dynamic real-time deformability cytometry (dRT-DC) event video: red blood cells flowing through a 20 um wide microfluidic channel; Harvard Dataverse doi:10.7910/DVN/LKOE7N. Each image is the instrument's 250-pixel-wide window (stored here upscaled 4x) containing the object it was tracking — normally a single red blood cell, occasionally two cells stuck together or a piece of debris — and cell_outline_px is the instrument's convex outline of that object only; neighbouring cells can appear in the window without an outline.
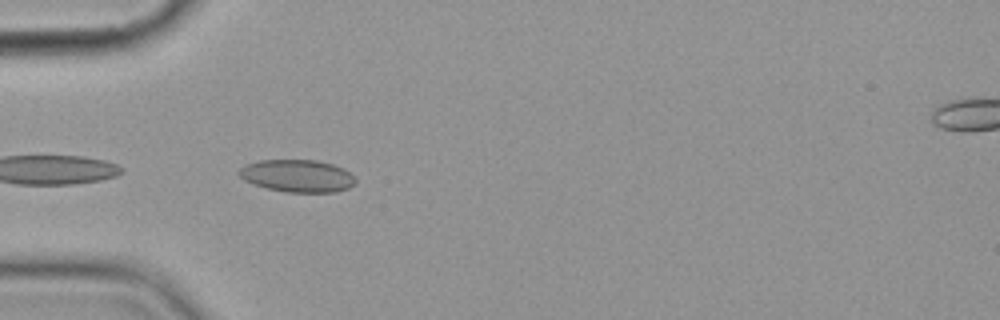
{"species": "common noctule bat (a hibernating species)", "species_latin": "Nyctalus noctula", "temperature_condition": "cold", "stored_images_in_passage": 8, "camera_frame_rate_fps": 3000, "um_per_image_px": 0.085, "animal": {"sex": "female", "body_mass_g": 19.9}, "frame": {"image": 1, "passage_image": 6, "time_ms": 5.667, "image_size_px": [1000, 320], "cell_outline_px": [[356, 184], [348, 188], [336, 192], [284, 192], [268, 188], [244, 180], [236, 172], [240, 168], [248, 164], [260, 160], [316, 160], [332, 164], [344, 168], [356, 180]], "centroid_in_image_um": [25.29, 14.95], "position_along_channel_um": 59.7, "area_um2": 21.91}}
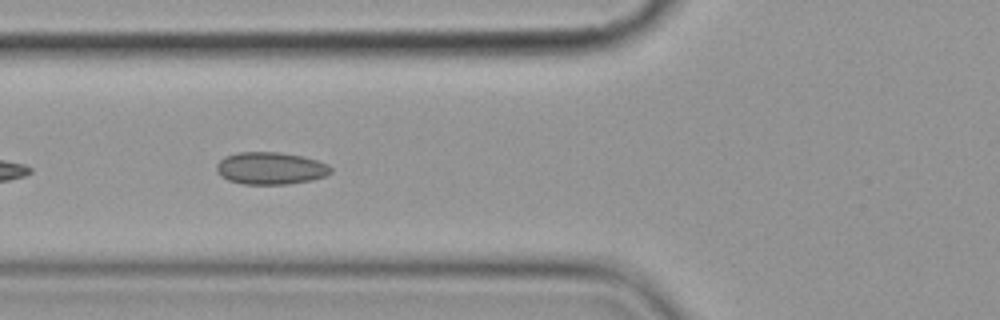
{"frame": {"image": 2, "passage_image": 7, "time_ms": 7.0, "image_size_px": [1000, 320], "cell_outline_px": [[332, 172], [324, 176], [312, 180], [288, 184], [244, 184], [228, 180], [220, 176], [216, 172], [216, 164], [224, 156], [236, 152], [280, 152], [304, 156], [328, 164], [332, 168]], "centroid_in_image_um": [22.98, 14.29], "position_along_channel_um": 102.8, "area_um2": 21.73}}
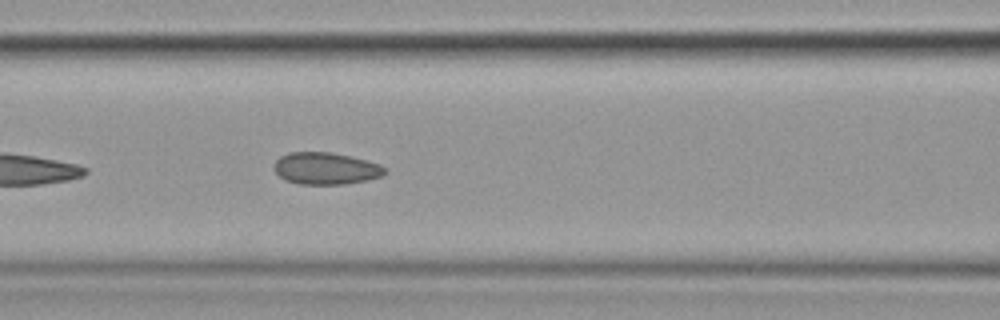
{"frame": {"image": 3, "passage_image": 8, "time_ms": 8.0, "image_size_px": [1000, 320], "cell_outline_px": [[388, 172], [380, 176], [368, 180], [344, 184], [300, 184], [284, 180], [272, 168], [276, 160], [280, 156], [288, 152], [332, 152], [352, 156], [380, 164], [388, 168]], "centroid_in_image_um": [27.7, 14.31], "position_along_channel_um": 138.9, "area_um2": 20.92}}